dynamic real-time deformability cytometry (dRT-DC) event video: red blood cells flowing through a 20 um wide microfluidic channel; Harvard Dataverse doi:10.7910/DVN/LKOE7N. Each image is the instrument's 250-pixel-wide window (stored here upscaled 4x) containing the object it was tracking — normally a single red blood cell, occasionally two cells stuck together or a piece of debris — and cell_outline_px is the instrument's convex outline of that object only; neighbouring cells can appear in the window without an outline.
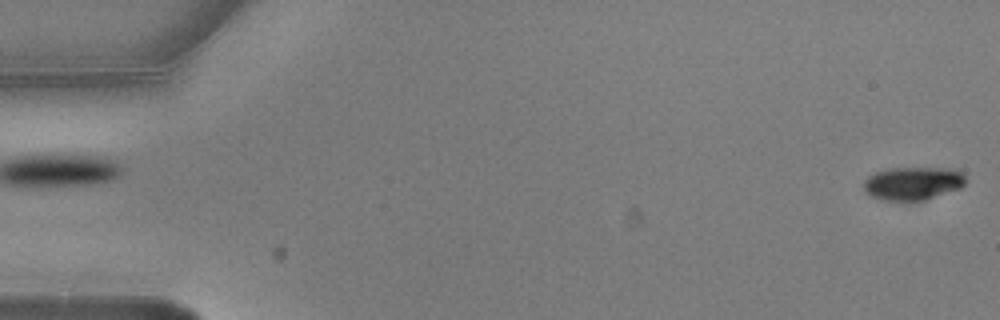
{"species": "common noctule bat (a hibernating species)", "species_latin": "Nyctalus noctula", "temperature_condition": "warm", "stored_images_in_passage": 6, "segment_of_instrument_passage": [2, 2], "camera_frame_rate_fps": 3000, "um_per_image_px": 0.085, "animal": {"sex": "male", "body_mass_g": 20.5, "forearm_length_mm": 52.5}, "frame": {"image": 1, "passage_image": 6, "time_ms": 1.667, "image_size_px": [1000, 320], "cell_outline_px": [[964, 184], [960, 188], [924, 200], [888, 200], [872, 196], [864, 188], [864, 180], [868, 176], [876, 172], [888, 168], [956, 168], [964, 172]], "centroid_in_image_um": [77.63, 15.56], "position_along_channel_um": 7.4, "area_um2": 19.54}}